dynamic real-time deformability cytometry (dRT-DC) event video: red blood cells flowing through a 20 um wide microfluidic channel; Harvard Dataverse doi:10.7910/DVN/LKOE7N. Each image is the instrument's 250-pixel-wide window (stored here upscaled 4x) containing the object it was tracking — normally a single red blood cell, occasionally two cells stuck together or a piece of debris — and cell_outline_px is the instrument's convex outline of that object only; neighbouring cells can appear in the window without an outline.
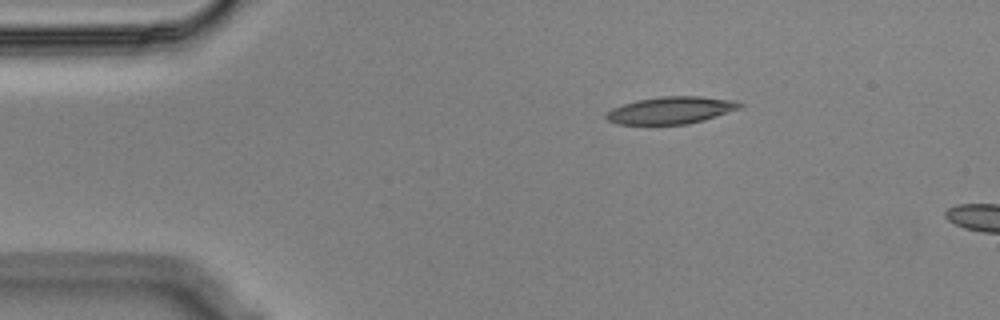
{"species": "Egyptian fruit bat (a non-hibernating species)", "species_latin": "Rousettus aegyptiacus", "temperature_condition": "cold", "stored_images_in_passage": 46, "camera_frame_rate_fps": 3000, "um_per_image_px": 0.085, "animal": {"sex": "male"}, "frame": {"image": 1, "passage_image": 1, "time_ms": 0.0, "image_size_px": [1000, 320], "cell_outline_px": [[744, 104], [740, 108], [704, 120], [688, 124], [616, 124], [608, 120], [604, 116], [604, 112], [612, 108], [636, 100], [660, 96], [700, 96], [736, 100]], "centroid_in_image_um": [57.01, 9.36], "position_along_channel_um": 28.0, "area_um2": 21.27}}
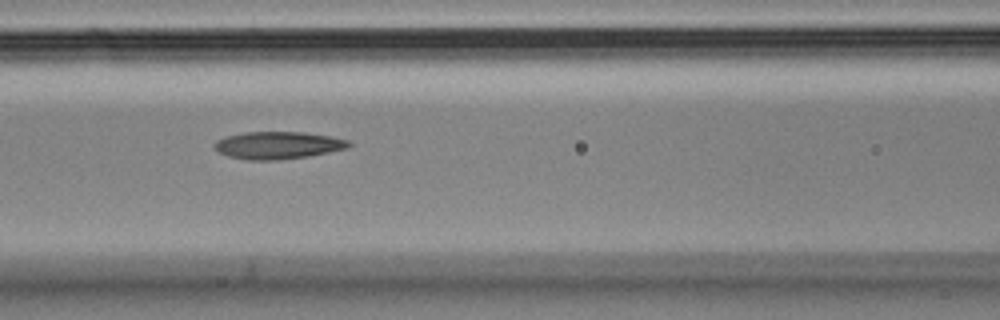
{"frame": {"image": 2, "passage_image": 15, "time_ms": 4.667, "image_size_px": [1000, 320], "cell_outline_px": [[352, 144], [348, 148], [308, 156], [280, 160], [248, 160], [228, 156], [220, 152], [212, 144], [216, 140], [228, 136], [244, 132], [304, 132], [332, 136], [348, 140]], "centroid_in_image_um": [23.64, 12.34], "position_along_channel_um": 143.0, "area_um2": 21.44}}
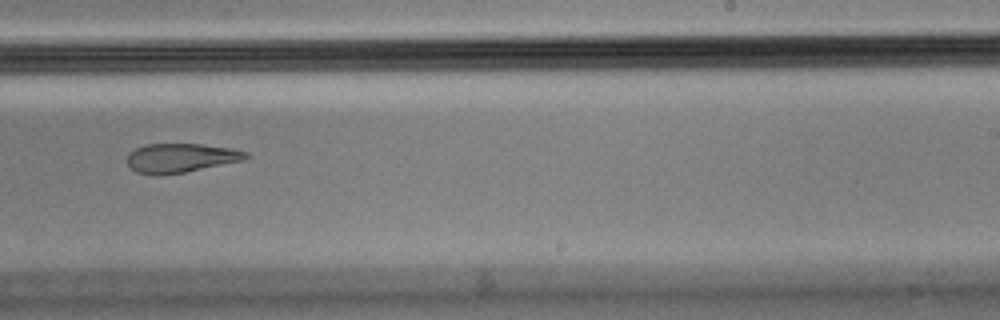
{"frame": {"image": 3, "passage_image": 26, "time_ms": 8.333, "image_size_px": [1000, 320], "cell_outline_px": [[252, 156], [244, 160], [184, 172], [160, 176], [152, 176], [136, 172], [128, 164], [128, 152], [144, 144], [200, 144], [232, 148], [248, 152]], "centroid_in_image_um": [15.36, 13.43], "position_along_channel_um": 273.6, "area_um2": 20.35}, "authors_computed_cell_mechanics": {"area_um2": 21.9351, "velocity_mm_per_s": 3.5811, "shape_relaxation_time_tau1_ms": null, "shape_relaxation_time_tau2_ms": 6.6531, "deformation_change_tau1": null, "deformation_change_tau2": 0.1738}}